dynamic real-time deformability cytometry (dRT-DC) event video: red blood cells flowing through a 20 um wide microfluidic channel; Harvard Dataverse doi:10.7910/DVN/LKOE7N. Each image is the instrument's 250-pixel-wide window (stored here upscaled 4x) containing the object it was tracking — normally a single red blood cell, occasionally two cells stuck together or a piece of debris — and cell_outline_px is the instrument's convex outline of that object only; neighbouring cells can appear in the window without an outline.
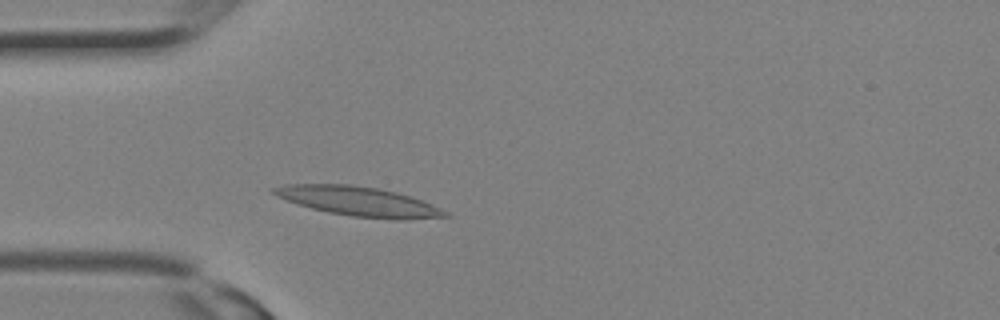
{"species": "Egyptian fruit bat (a non-hibernating species)", "species_latin": "Rousettus aegyptiacus", "temperature_condition": "room temperature", "stored_images_in_passage": 12, "camera_frame_rate_fps": 3000, "um_per_image_px": 0.085, "animal": {"sex": "female"}, "frame": {"image": 1, "passage_image": 6, "time_ms": 1.667, "image_size_px": [1000, 320], "cell_outline_px": [[452, 216], [408, 220], [396, 220], [352, 216], [328, 212], [312, 208], [276, 196], [268, 188], [284, 184], [348, 184], [376, 188], [396, 192], [420, 200], [440, 208], [448, 212]], "centroid_in_image_um": [30.48, 17.12], "position_along_channel_um": 54.5, "area_um2": 29.25}}
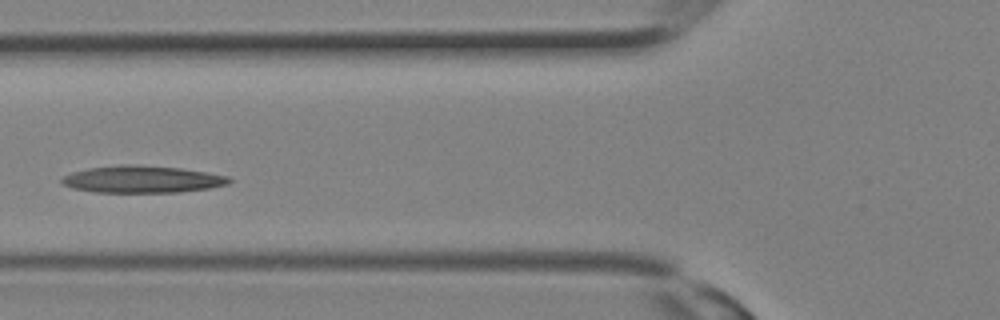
{"frame": {"image": 2, "passage_image": 9, "time_ms": 2.667, "image_size_px": [1000, 320], "cell_outline_px": [[232, 180], [228, 184], [212, 188], [180, 192], [92, 192], [72, 188], [64, 184], [60, 180], [64, 176], [72, 172], [88, 168], [120, 164], [132, 164], [180, 168], [228, 176]], "centroid_in_image_um": [12.08, 15.24], "position_along_channel_um": 113.7, "area_um2": 26.41}}
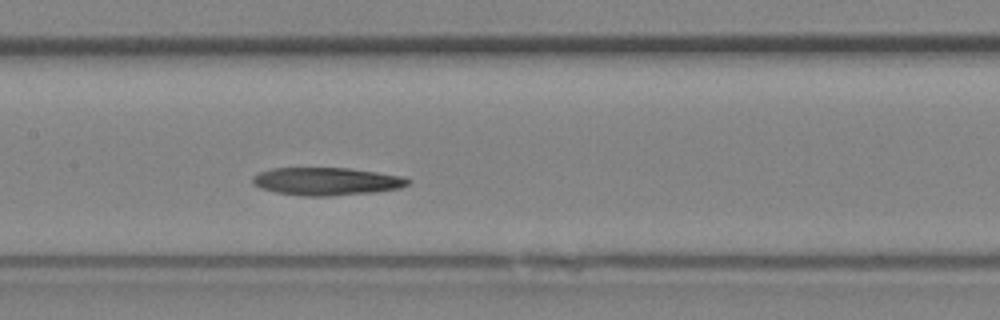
{"frame": {"image": 3, "passage_image": 12, "time_ms": 3.667, "image_size_px": [1000, 320], "cell_outline_px": [[412, 180], [408, 184], [400, 188], [376, 192], [332, 196], [304, 196], [276, 192], [260, 188], [252, 184], [252, 176], [260, 172], [272, 168], [348, 168], [404, 176]], "centroid_in_image_um": [27.76, 15.42], "position_along_channel_um": 179.6, "area_um2": 25.32}}